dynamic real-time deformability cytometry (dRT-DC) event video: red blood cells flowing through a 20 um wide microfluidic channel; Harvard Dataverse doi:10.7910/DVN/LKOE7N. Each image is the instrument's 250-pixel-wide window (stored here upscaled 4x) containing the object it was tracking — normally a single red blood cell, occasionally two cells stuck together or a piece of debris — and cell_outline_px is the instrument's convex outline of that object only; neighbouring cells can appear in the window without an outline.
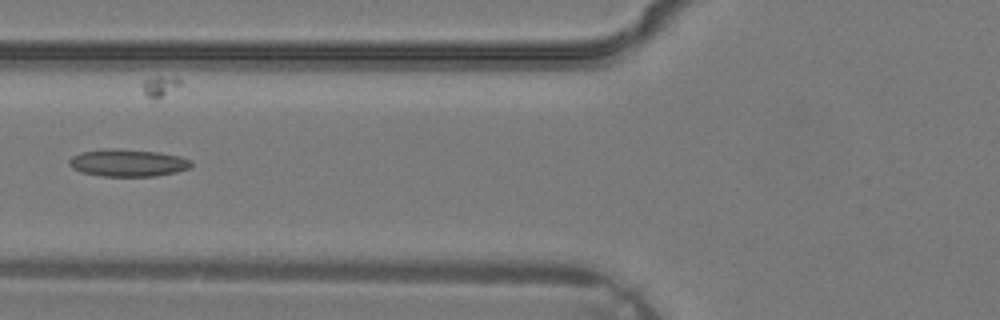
{"species": "common noctule bat (a hibernating species)", "species_latin": "Nyctalus noctula", "temperature_condition": "warm", "stored_images_in_passage": 5, "camera_frame_rate_fps": 3000, "um_per_image_px": 0.085, "animal": {"sex": "male", "body_mass_g": 19.2, "forearm_length_mm": 51.8}, "frame": {"image": 1, "passage_image": 3, "time_ms": 0.667, "image_size_px": [1000, 320], "cell_outline_px": [[192, 164], [188, 168], [176, 172], [156, 176], [104, 176], [80, 172], [72, 168], [68, 164], [68, 160], [72, 156], [80, 152], [108, 148], [116, 148], [160, 152], [180, 156], [192, 160]], "centroid_in_image_um": [10.85, 13.83], "position_along_channel_um": 115.0, "area_um2": 19.59}}